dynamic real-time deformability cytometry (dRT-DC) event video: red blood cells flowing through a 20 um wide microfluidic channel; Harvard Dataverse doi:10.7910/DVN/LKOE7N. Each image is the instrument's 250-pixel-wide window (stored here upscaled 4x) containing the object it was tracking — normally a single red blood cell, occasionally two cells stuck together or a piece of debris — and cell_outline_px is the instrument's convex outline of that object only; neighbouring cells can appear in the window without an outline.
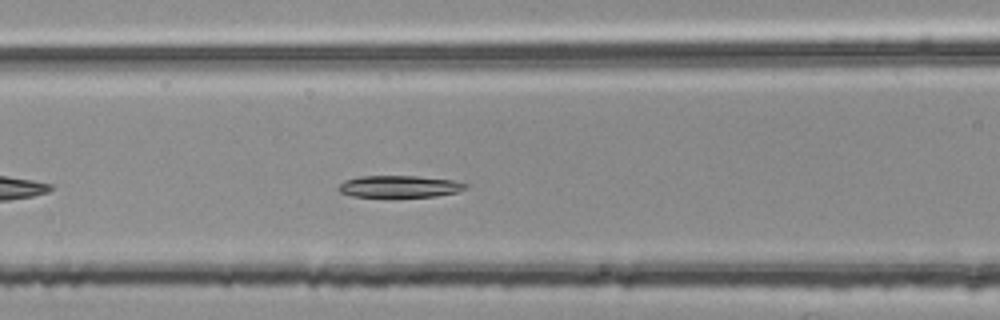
{"species": "common noctule bat (a hibernating species)", "species_latin": "Nyctalus noctula", "temperature_condition": "room temperature", "stored_images_in_passage": 32, "camera_frame_rate_fps": 3000, "um_per_image_px": 0.085, "animal": {"sex": "female", "body_mass_g": 25.1}, "frame": {"image": 1, "passage_image": 9, "time_ms": 2.667, "image_size_px": [1000, 320], "cell_outline_px": [[468, 188], [456, 192], [436, 196], [352, 196], [340, 192], [336, 188], [344, 180], [360, 176], [416, 176], [456, 180], [468, 184]], "centroid_in_image_um": [33.97, 15.83], "position_along_channel_um": 132.6, "area_um2": 16.13}}
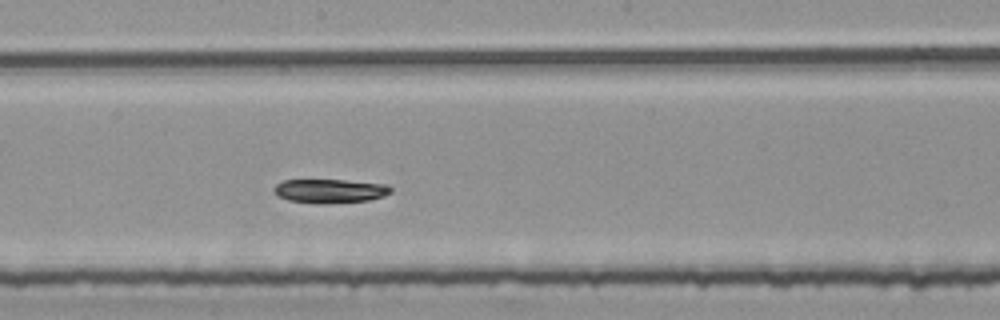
{"frame": {"image": 2, "passage_image": 16, "time_ms": 5.0, "image_size_px": [1000, 320], "cell_outline_px": [[392, 192], [384, 196], [368, 200], [324, 204], [316, 204], [288, 200], [276, 196], [272, 188], [276, 184], [284, 180], [344, 180], [384, 184], [392, 188]], "centroid_in_image_um": [28.0, 16.24], "position_along_channel_um": 220.2, "area_um2": 16.42}}
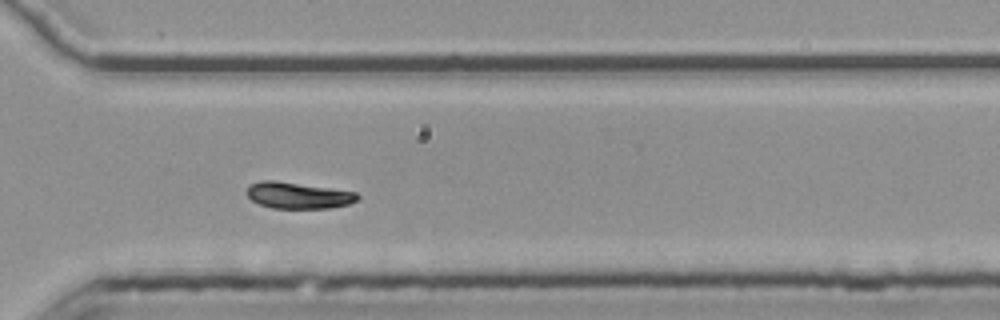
{"frame": {"image": 3, "passage_image": 26, "time_ms": 8.333, "image_size_px": [1000, 320], "cell_outline_px": [[360, 196], [356, 200], [348, 204], [328, 208], [272, 208], [260, 204], [252, 200], [248, 196], [248, 188], [252, 184], [260, 180], [272, 180], [356, 192]], "centroid_in_image_um": [25.34, 16.61], "position_along_channel_um": 345.3, "area_um2": 16.59}, "authors_computed_cell_mechanics": {"area_um2": 16.8487, "velocity_mm_per_s": 3.7581, "shape_relaxation_time_tau1_ms": 2.3066, "shape_relaxation_time_tau2_ms": null, "deformation_change_tau1": 0.1326, "deformation_change_tau2": null}}